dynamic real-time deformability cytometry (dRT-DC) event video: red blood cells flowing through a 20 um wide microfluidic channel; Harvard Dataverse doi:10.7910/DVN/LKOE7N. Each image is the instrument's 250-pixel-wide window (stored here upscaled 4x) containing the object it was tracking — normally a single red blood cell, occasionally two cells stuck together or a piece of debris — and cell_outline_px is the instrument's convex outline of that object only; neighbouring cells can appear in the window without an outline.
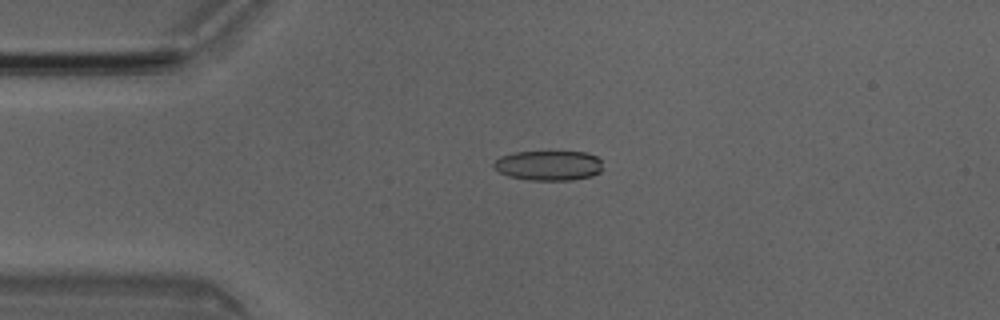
{"species": "Egyptian fruit bat (a non-hibernating species)", "species_latin": "Rousettus aegyptiacus", "temperature_condition": "room temperature", "stored_images_in_passage": 8, "camera_frame_rate_fps": 3000, "um_per_image_px": 0.085, "animal": {"sex": "male"}, "frame": {"image": 1, "passage_image": 4, "time_ms": 1.0, "image_size_px": [1000, 320], "cell_outline_px": [[600, 172], [592, 176], [572, 180], [528, 180], [508, 176], [492, 168], [492, 164], [500, 156], [512, 152], [584, 152], [596, 156], [600, 160]], "centroid_in_image_um": [46.58, 14.07], "position_along_channel_um": 38.4, "area_um2": 19.02}}